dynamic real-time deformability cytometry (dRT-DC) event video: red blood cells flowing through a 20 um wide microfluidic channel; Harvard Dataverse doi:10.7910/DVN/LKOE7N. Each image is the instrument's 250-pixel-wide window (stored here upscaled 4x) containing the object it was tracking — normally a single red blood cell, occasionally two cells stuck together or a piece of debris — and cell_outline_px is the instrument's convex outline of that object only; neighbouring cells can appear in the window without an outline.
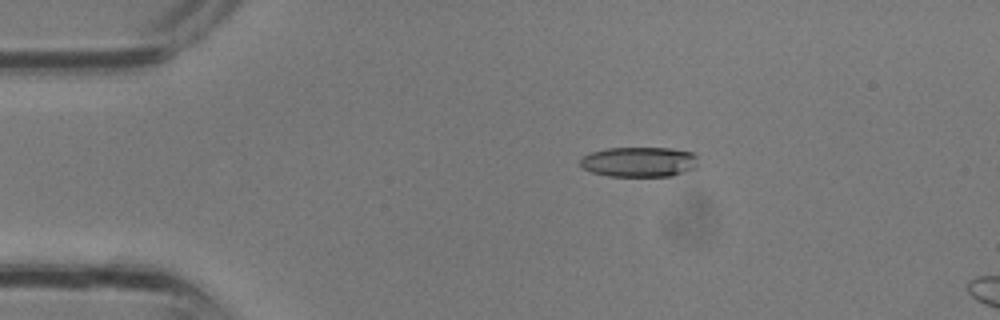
{"species": "common noctule bat (a hibernating species)", "species_latin": "Nyctalus noctula", "temperature_condition": "room temperature", "stored_images_in_passage": 11, "camera_frame_rate_fps": 3000, "um_per_image_px": 0.085, "animal": {"sex": "male", "body_mass_g": 13.3}, "frame": {"image": 1, "passage_image": 7, "time_ms": 2.0, "image_size_px": [1000, 320], "cell_outline_px": [[696, 168], [672, 176], [608, 176], [592, 172], [584, 168], [580, 164], [580, 160], [588, 152], [604, 148], [668, 148], [692, 152], [696, 156]], "centroid_in_image_um": [54.31, 13.76], "position_along_channel_um": 30.7, "area_um2": 20.69}}